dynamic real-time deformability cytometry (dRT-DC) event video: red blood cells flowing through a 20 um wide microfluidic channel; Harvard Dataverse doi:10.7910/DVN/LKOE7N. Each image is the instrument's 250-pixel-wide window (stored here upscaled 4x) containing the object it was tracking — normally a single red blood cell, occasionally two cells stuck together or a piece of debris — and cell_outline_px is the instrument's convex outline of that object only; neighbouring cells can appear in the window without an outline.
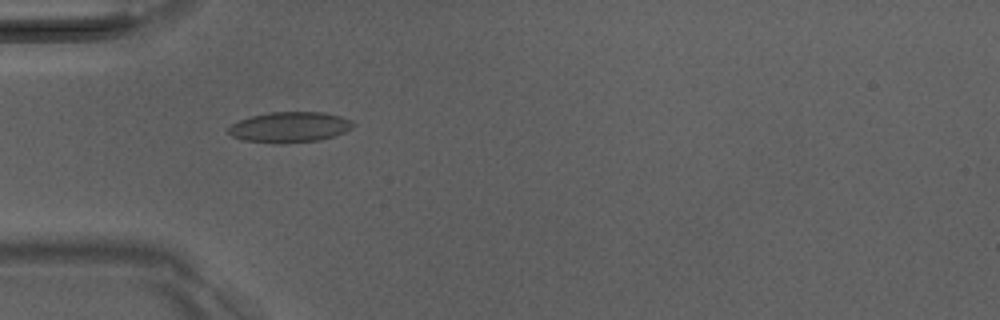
{"species": "Egyptian fruit bat (a non-hibernating species)", "species_latin": "Rousettus aegyptiacus", "temperature_condition": "room temperature", "stored_images_in_passage": 18, "camera_frame_rate_fps": 3000, "um_per_image_px": 0.085, "animal": {"sex": "male"}, "frame": {"image": 1, "passage_image": 3, "time_ms": 0.667, "image_size_px": [1000, 320], "cell_outline_px": [[356, 124], [352, 128], [344, 132], [320, 140], [244, 140], [232, 136], [228, 132], [228, 128], [232, 124], [240, 120], [252, 116], [268, 112], [324, 112], [340, 116], [352, 120]], "centroid_in_image_um": [24.68, 10.74], "position_along_channel_um": 60.3, "area_um2": 21.1}}